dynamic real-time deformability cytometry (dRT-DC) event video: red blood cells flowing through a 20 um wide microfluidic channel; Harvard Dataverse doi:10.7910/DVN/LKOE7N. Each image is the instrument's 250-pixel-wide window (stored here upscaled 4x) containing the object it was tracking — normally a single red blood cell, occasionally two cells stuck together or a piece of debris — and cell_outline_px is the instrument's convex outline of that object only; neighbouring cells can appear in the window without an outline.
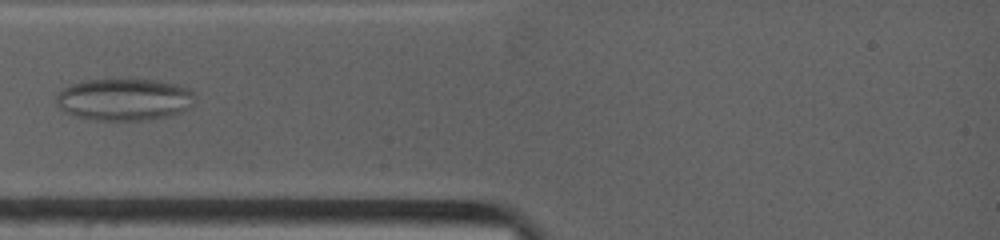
{"species": "common noctule bat (a hibernating species)", "species_latin": "Nyctalus noctula", "temperature_condition": "warm", "stored_images_in_passage": 25, "camera_frame_rate_fps": 4500, "um_per_image_px": 0.085, "animal": {"sex": "female", "body_mass_g": 19.0, "forearm_length_mm": 53.3}, "frame": {"image": 1, "passage_image": 4, "time_ms": 1.333, "image_size_px": [1000, 240], "cell_outline_px": [[196, 104], [180, 112], [164, 116], [140, 120], [96, 120], [76, 116], [64, 112], [56, 104], [56, 96], [64, 88], [80, 80], [160, 80], [176, 84], [188, 88], [196, 96]], "centroid_in_image_um": [10.57, 8.45], "position_along_channel_um": 74.4, "area_um2": 33.93}}
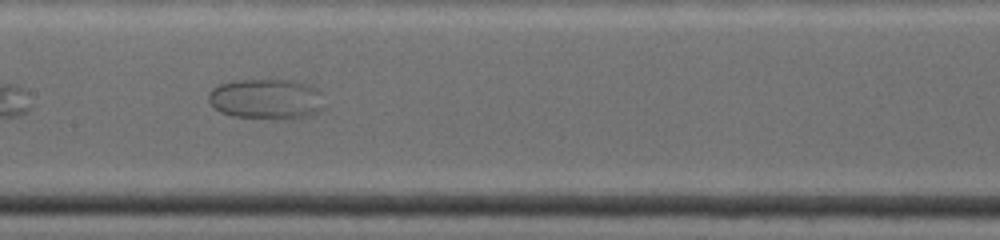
{"frame": {"image": 2, "passage_image": 11, "time_ms": 4.222, "image_size_px": [1000, 240], "cell_outline_px": [[324, 108], [308, 116], [292, 120], [284, 120], [232, 116], [220, 112], [212, 108], [208, 100], [208, 92], [212, 88], [220, 84], [232, 80], [292, 80], [312, 84], [320, 92]], "centroid_in_image_um": [22.63, 8.43], "position_along_channel_um": 184.8, "area_um2": 27.92}}
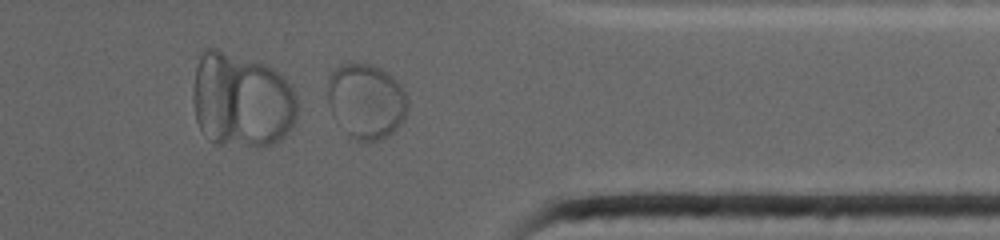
{"frame": {"image": 3, "passage_image": 25, "time_ms": 9.556, "image_size_px": [1000, 240], "cell_outline_px": [[408, 104], [404, 120], [388, 136], [380, 140], [348, 140], [332, 116], [328, 104], [328, 76], [340, 64], [348, 60], [372, 64], [380, 68], [392, 76], [400, 84], [408, 100]], "centroid_in_image_um": [31.08, 8.59], "position_along_channel_um": 380.3, "area_um2": 35.95}}